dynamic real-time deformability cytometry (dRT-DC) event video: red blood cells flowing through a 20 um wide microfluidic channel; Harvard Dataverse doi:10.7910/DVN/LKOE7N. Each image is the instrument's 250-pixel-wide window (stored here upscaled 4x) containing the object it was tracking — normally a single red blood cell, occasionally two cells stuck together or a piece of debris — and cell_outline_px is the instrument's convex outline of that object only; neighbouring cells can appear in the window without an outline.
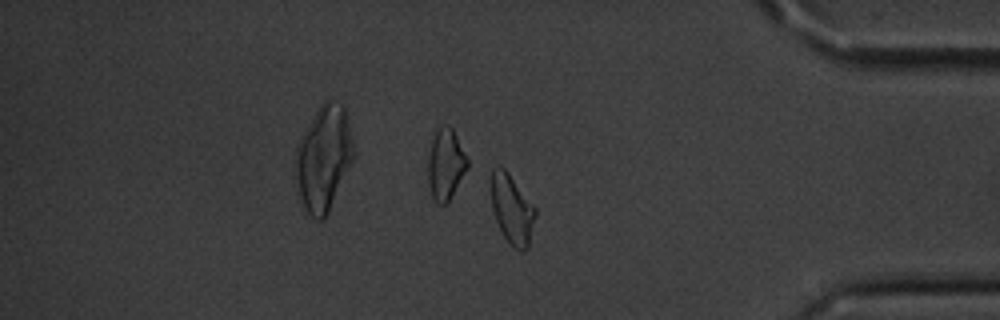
{"species": "common noctule bat (a hibernating species)", "species_latin": "Nyctalus noctula", "temperature_condition": "cold", "stored_images_in_passage": 55, "camera_frame_rate_fps": 3000, "um_per_image_px": 0.085, "animal": {"sex": "male", "body_mass_g": 20.1, "forearm_length_mm": 53.5}, "frame": {"image": 1, "passage_image": 47, "time_ms": 15.333, "image_size_px": [1000, 320], "cell_outline_px": [[536, 216], [528, 248], [520, 252], [512, 248], [508, 244], [496, 220], [492, 208], [492, 168], [496, 164], [504, 168], [508, 172], [536, 208]], "centroid_in_image_um": [43.53, 17.82], "position_along_channel_um": 391.7, "area_um2": 17.98}, "authors_computed_cell_mechanics": {"area_um2": 18.3804, "velocity_mm_per_s": 3.5958, "shape_relaxation_time_tau1_ms": 2.9589, "shape_relaxation_time_tau2_ms": 3.0122, "deformation_change_tau1": 0.1119, "deformation_change_tau2": 0.0925}}